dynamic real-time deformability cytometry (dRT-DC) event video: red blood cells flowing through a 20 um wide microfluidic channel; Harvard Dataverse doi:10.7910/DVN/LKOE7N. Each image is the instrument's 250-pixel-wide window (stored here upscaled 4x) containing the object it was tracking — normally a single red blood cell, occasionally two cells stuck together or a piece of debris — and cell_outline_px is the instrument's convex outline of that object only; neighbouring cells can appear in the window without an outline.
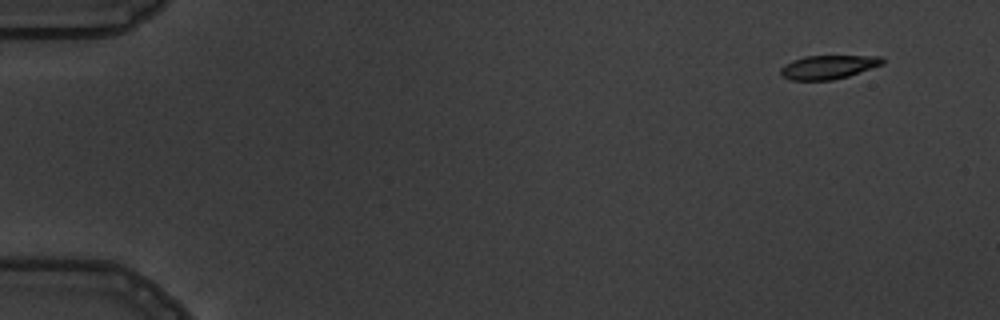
{"species": "common noctule bat (a hibernating species)", "species_latin": "Nyctalus noctula", "temperature_condition": "warm", "stored_images_in_passage": 9, "camera_frame_rate_fps": 3000, "um_per_image_px": 0.085, "animal": {"sex": "male", "body_mass_g": 19.5, "forearm_length_mm": 54.6}, "frame": {"image": 1, "passage_image": 1, "time_ms": 0.0, "image_size_px": [1000, 320], "cell_outline_px": [[884, 64], [848, 76], [832, 80], [792, 80], [780, 76], [780, 68], [784, 64], [792, 60], [804, 56], [880, 56], [884, 60]], "centroid_in_image_um": [70.37, 5.7], "position_along_channel_um": 14.6, "area_um2": 14.16}}
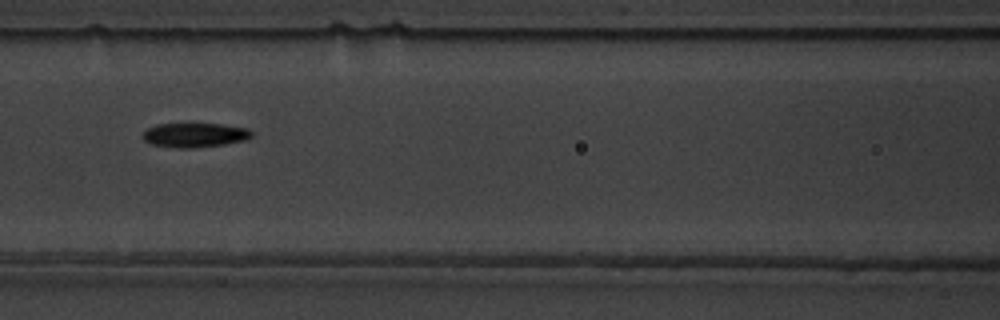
{"frame": {"image": 2, "passage_image": 7, "time_ms": 7.0, "image_size_px": [1000, 320], "cell_outline_px": [[252, 136], [248, 140], [224, 144], [192, 148], [176, 148], [152, 144], [144, 140], [140, 136], [148, 128], [156, 124], [220, 124], [248, 128], [252, 132]], "centroid_in_image_um": [16.56, 11.48], "position_along_channel_um": 150.0, "area_um2": 15.49}}
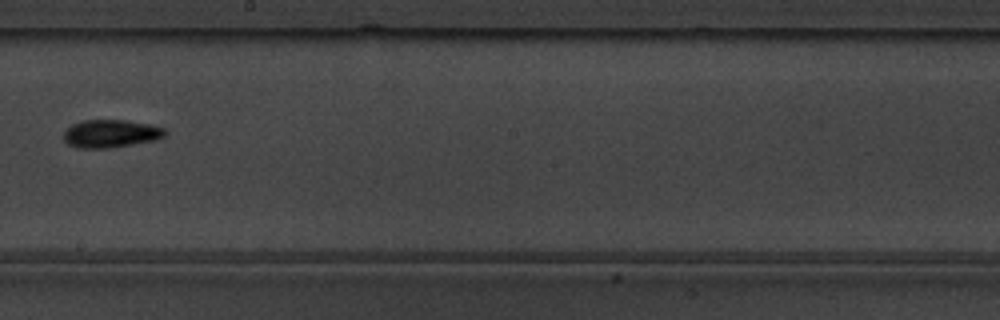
{"frame": {"image": 3, "passage_image": 9, "time_ms": 9.333, "image_size_px": [1000, 320], "cell_outline_px": [[168, 132], [164, 136], [156, 140], [108, 148], [76, 148], [68, 144], [64, 140], [64, 132], [72, 124], [84, 120], [124, 120], [152, 124], [164, 128]], "centroid_in_image_um": [9.43, 11.35], "position_along_channel_um": 238.8, "area_um2": 16.53}}